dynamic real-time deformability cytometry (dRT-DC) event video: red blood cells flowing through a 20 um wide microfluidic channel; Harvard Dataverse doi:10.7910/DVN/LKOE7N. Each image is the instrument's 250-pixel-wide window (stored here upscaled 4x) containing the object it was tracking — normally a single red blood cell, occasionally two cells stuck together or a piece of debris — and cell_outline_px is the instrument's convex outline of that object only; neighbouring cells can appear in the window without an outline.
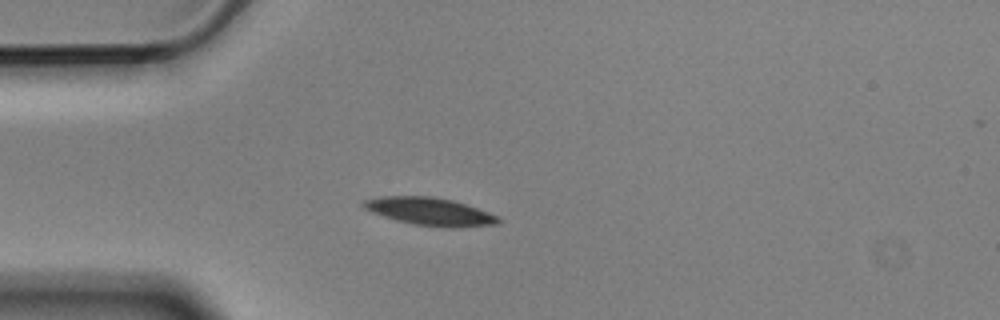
{"species": "Egyptian fruit bat (a non-hibernating species)", "species_latin": "Rousettus aegyptiacus", "temperature_condition": "cold", "stored_images_in_passage": 8, "camera_frame_rate_fps": 3000, "um_per_image_px": 0.085, "animal": {"sex": "male"}, "frame": {"image": 1, "passage_image": 4, "time_ms": 1.0, "image_size_px": [1000, 320], "cell_outline_px": [[500, 224], [456, 228], [452, 228], [412, 224], [396, 220], [372, 212], [364, 208], [360, 204], [364, 200], [380, 196], [436, 196], [452, 200], [500, 216]], "centroid_in_image_um": [36.55, 17.98], "position_along_channel_um": 48.4, "area_um2": 21.91}}
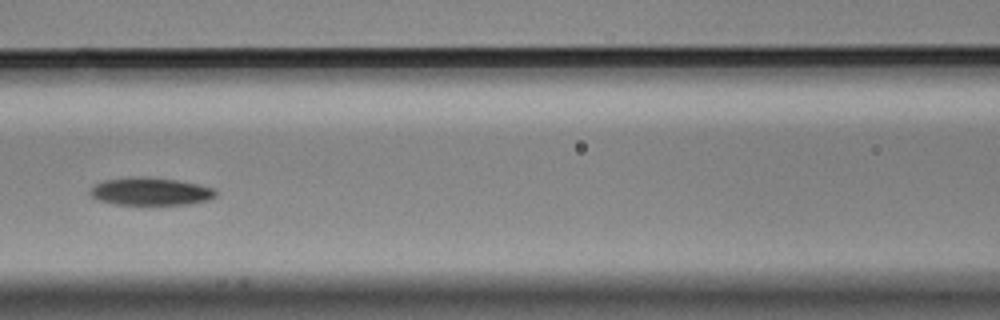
{"frame": {"image": 2, "passage_image": 7, "time_ms": 2.0, "image_size_px": [1000, 320], "cell_outline_px": [[216, 196], [208, 200], [188, 204], [116, 204], [96, 200], [88, 192], [96, 184], [104, 180], [128, 176], [148, 176], [176, 180], [200, 184], [216, 188]], "centroid_in_image_um": [12.8, 16.25], "position_along_channel_um": 153.8, "area_um2": 20.52}}
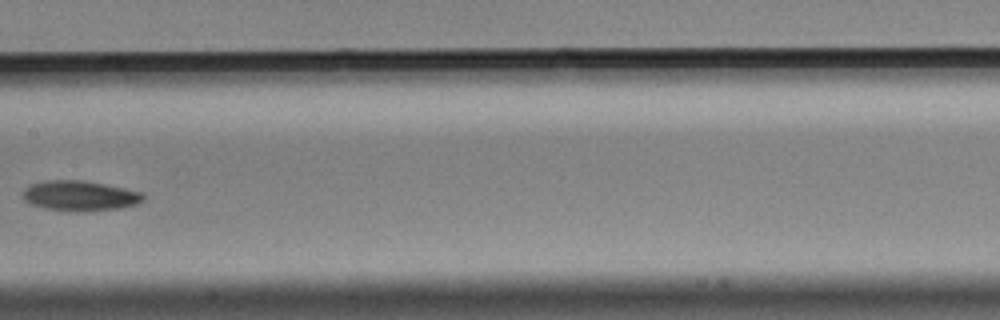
{"frame": {"image": 3, "passage_image": 8, "time_ms": 2.333, "image_size_px": [1000, 320], "cell_outline_px": [[144, 200], [136, 204], [120, 208], [80, 212], [68, 212], [44, 208], [32, 204], [24, 200], [24, 188], [32, 184], [44, 180], [80, 180], [104, 184], [124, 188], [140, 192], [144, 196]], "centroid_in_image_um": [6.77, 16.65], "position_along_channel_um": 200.6, "area_um2": 21.15}}